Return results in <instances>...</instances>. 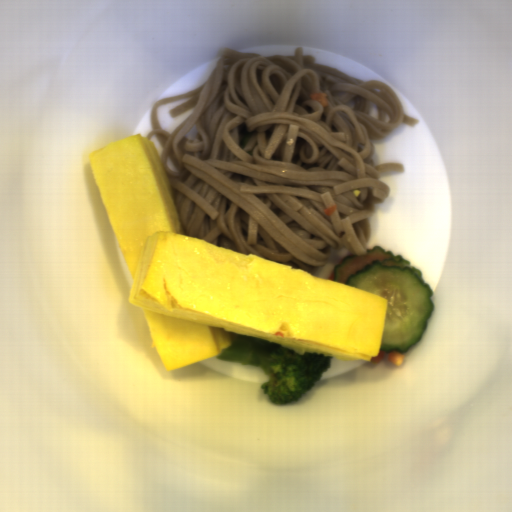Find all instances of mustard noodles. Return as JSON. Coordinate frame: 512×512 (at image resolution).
I'll use <instances>...</instances> for the list:
<instances>
[{
    "instance_id": "mustard-noodles-1",
    "label": "mustard noodles",
    "mask_w": 512,
    "mask_h": 512,
    "mask_svg": "<svg viewBox=\"0 0 512 512\" xmlns=\"http://www.w3.org/2000/svg\"><path fill=\"white\" fill-rule=\"evenodd\" d=\"M314 92L329 93L327 107ZM189 97L170 115L193 107L191 116L172 133L159 128L158 108ZM150 118L146 138L160 143L185 235L311 275L333 249L368 250L370 217L391 195L379 176L405 170L376 166L372 140L420 122L392 86L316 63L303 46L273 56L225 49L204 84L159 99Z\"/></svg>"
}]
</instances>
